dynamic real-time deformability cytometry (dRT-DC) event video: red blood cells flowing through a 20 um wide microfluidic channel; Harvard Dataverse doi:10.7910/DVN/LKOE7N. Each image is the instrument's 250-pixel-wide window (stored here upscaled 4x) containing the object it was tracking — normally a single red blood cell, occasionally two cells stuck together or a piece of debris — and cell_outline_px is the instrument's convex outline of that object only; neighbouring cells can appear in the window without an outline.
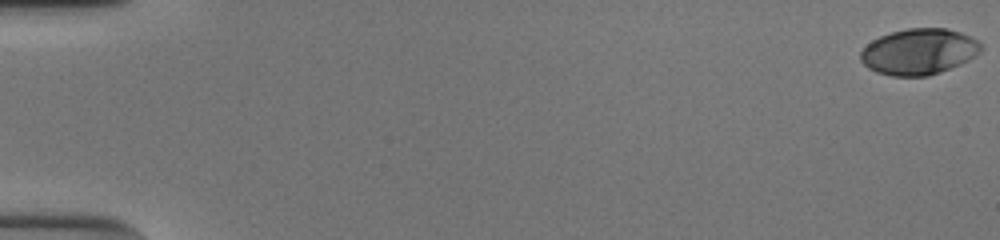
{"species": "human", "species_latin": "Homo sapiens", "temperature_condition": "cold", "stored_images_in_passage": 35, "camera_frame_rate_fps": 3000, "um_per_image_px": 0.085, "donor": {"sex": "male"}, "frame": {"image": 1, "passage_image": 1, "time_ms": 0.0, "image_size_px": [1000, 240], "cell_outline_px": [[984, 48], [976, 56], [960, 64], [940, 72], [928, 76], [892, 76], [876, 72], [868, 68], [860, 60], [860, 52], [872, 40], [880, 36], [892, 32], [908, 28], [948, 28], [972, 36]], "centroid_in_image_um": [78.12, 4.39], "position_along_channel_um": 6.9, "area_um2": 32.37}}
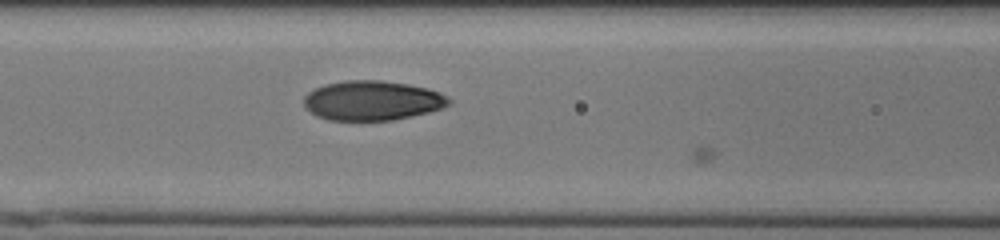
{"frame": {"image": 2, "passage_image": 25, "time_ms": 8.0, "image_size_px": [1000, 240], "cell_outline_px": [[452, 104], [428, 112], [412, 116], [392, 120], [328, 120], [316, 116], [304, 104], [304, 96], [308, 92], [324, 84], [344, 80], [380, 80], [408, 84], [428, 88], [448, 96], [452, 100]], "centroid_in_image_um": [31.66, 8.54], "position_along_channel_um": 134.9, "area_um2": 33.52}}
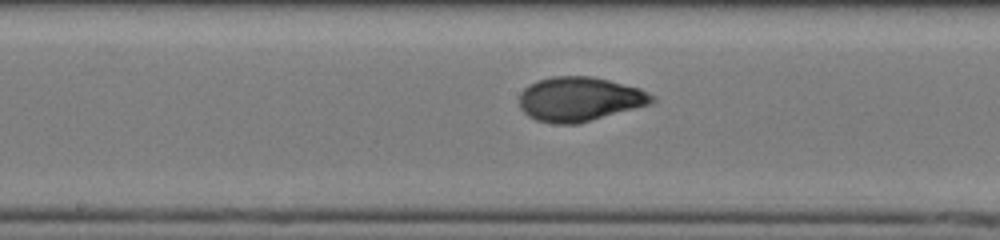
{"frame": {"image": 3, "passage_image": 30, "time_ms": 9.667, "image_size_px": [1000, 240], "cell_outline_px": [[656, 100], [652, 104], [576, 124], [556, 124], [536, 120], [528, 116], [520, 108], [520, 92], [528, 84], [536, 80], [552, 76], [592, 76], [640, 88], [656, 96]], "centroid_in_image_um": [49.27, 8.42], "position_along_channel_um": 198.9, "area_um2": 34.51}}